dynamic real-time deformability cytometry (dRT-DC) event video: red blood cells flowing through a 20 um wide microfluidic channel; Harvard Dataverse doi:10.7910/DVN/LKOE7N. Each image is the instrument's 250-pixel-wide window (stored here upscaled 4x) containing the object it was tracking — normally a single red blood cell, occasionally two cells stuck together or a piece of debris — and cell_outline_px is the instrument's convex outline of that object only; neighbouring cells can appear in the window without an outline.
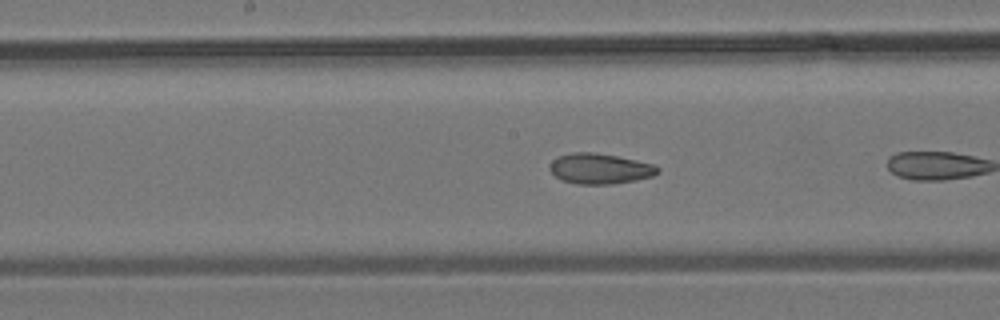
{"species": "common noctule bat (a hibernating species)", "species_latin": "Nyctalus noctula", "temperature_condition": "room temperature", "stored_images_in_passage": 12, "camera_frame_rate_fps": 3000, "um_per_image_px": 0.085, "animal": {"sex": "male", "body_mass_g": 19.2, "forearm_length_mm": 51.8}, "frame": {"image": 1, "passage_image": 9, "time_ms": 2.667, "image_size_px": [1000, 320], "cell_outline_px": [[660, 172], [652, 176], [636, 180], [612, 184], [576, 184], [560, 180], [548, 168], [552, 160], [556, 156], [572, 152], [592, 152], [616, 156], [656, 164], [660, 168]], "centroid_in_image_um": [50.98, 14.33], "position_along_channel_um": 197.2, "area_um2": 19.36}}